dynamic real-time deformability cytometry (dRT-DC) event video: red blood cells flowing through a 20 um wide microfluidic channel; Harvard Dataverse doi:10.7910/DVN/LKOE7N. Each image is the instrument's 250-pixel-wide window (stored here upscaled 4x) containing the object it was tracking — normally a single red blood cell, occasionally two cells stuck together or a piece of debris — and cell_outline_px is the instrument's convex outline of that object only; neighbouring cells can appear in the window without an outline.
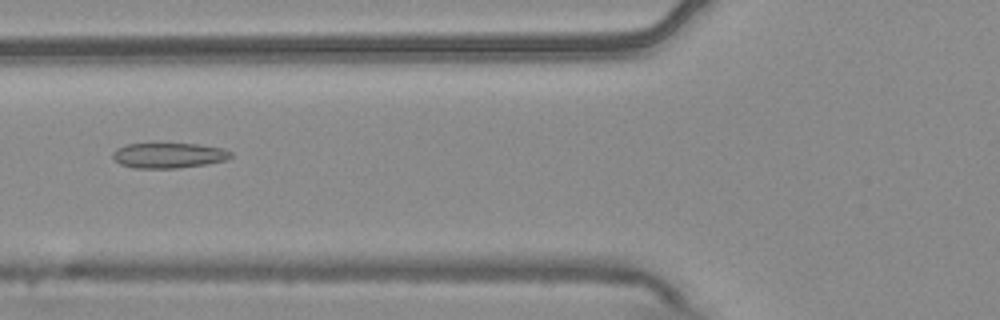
{"species": "common noctule bat (a hibernating species)", "species_latin": "Nyctalus noctula", "temperature_condition": "warm", "stored_images_in_passage": 8, "camera_frame_rate_fps": 3000, "um_per_image_px": 0.085, "animal": {"sex": "male", "body_mass_g": 20.4}, "frame": {"image": 1, "passage_image": 5, "time_ms": 1.333, "image_size_px": [1000, 320], "cell_outline_px": [[232, 156], [224, 160], [204, 164], [176, 168], [132, 168], [120, 164], [112, 156], [112, 152], [116, 148], [124, 144], [196, 144], [224, 148], [232, 152]], "centroid_in_image_um": [14.3, 13.2], "position_along_channel_um": 111.5, "area_um2": 17.28}}
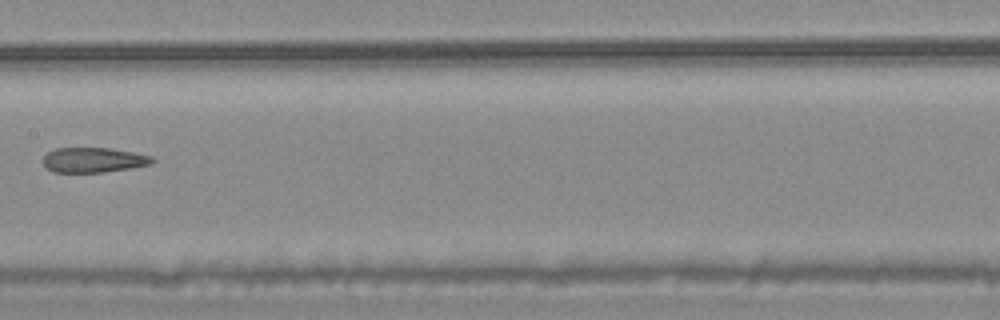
{"frame": {"image": 2, "passage_image": 7, "time_ms": 2.0, "image_size_px": [1000, 320], "cell_outline_px": [[156, 160], [152, 164], [132, 168], [104, 172], [52, 172], [44, 164], [44, 156], [48, 152], [56, 148], [112, 148], [152, 156]], "centroid_in_image_um": [7.99, 13.6], "position_along_channel_um": 199.4, "area_um2": 15.9}}
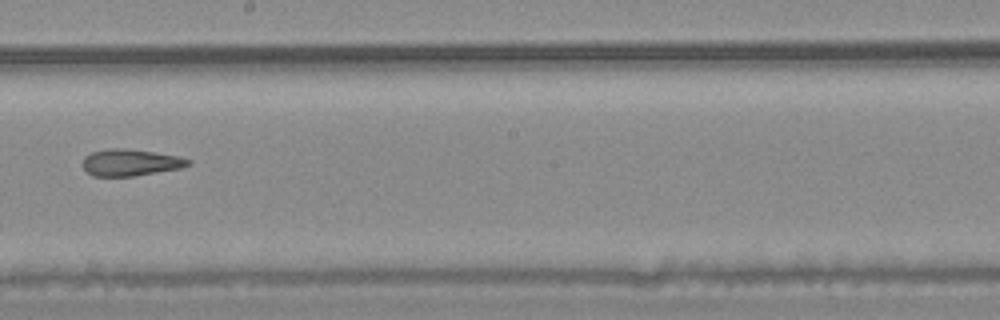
{"frame": {"image": 3, "passage_image": 8, "time_ms": 2.333, "image_size_px": [1000, 320], "cell_outline_px": [[192, 164], [180, 168], [132, 176], [92, 176], [84, 168], [84, 156], [92, 152], [108, 148], [128, 148], [180, 156], [192, 160]], "centroid_in_image_um": [11.12, 13.8], "position_along_channel_um": 237.1, "area_um2": 16.42}}